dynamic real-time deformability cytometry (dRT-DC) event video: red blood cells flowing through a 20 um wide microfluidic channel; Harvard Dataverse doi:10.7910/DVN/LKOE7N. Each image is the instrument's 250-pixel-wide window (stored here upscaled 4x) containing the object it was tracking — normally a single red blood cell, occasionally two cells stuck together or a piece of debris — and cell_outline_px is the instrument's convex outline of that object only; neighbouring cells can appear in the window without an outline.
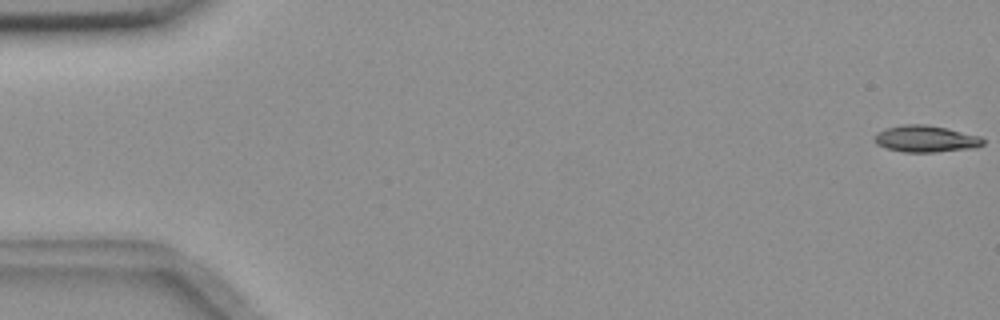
{"species": "common noctule bat (a hibernating species)", "species_latin": "Nyctalus noctula", "temperature_condition": "room temperature", "stored_images_in_passage": 6, "segment_of_instrument_passage": [1, 2], "camera_frame_rate_fps": 3000, "um_per_image_px": 0.085, "animal": {"sex": "female", "body_mass_g": 18.4}, "frame": {"image": 1, "passage_image": 1, "time_ms": 0.0, "image_size_px": [1000, 320], "cell_outline_px": [[984, 144], [976, 148], [936, 152], [904, 152], [888, 148], [876, 144], [872, 140], [876, 132], [884, 128], [904, 124], [924, 124], [948, 128], [980, 136], [984, 140]], "centroid_in_image_um": [78.67, 11.79], "position_along_channel_um": 6.3, "area_um2": 17.11}}
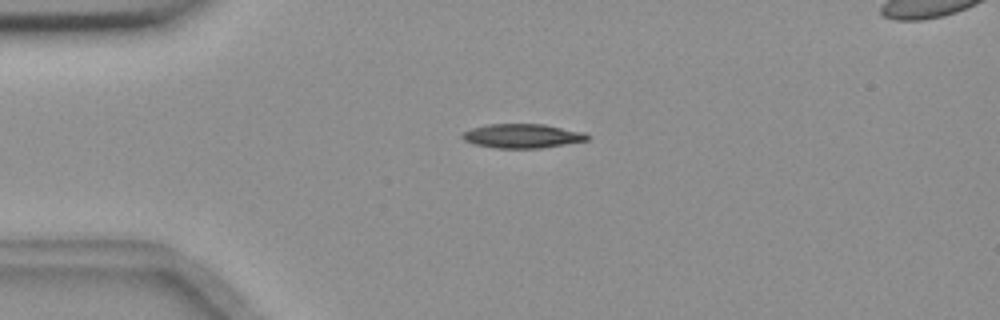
{"frame": {"image": 2, "passage_image": 4, "time_ms": 1.0, "image_size_px": [1000, 320], "cell_outline_px": [[588, 140], [540, 148], [496, 148], [476, 144], [464, 140], [460, 136], [464, 132], [472, 128], [488, 124], [544, 124], [584, 132], [588, 136]], "centroid_in_image_um": [44.38, 11.55], "position_along_channel_um": 40.6, "area_um2": 17.4}}